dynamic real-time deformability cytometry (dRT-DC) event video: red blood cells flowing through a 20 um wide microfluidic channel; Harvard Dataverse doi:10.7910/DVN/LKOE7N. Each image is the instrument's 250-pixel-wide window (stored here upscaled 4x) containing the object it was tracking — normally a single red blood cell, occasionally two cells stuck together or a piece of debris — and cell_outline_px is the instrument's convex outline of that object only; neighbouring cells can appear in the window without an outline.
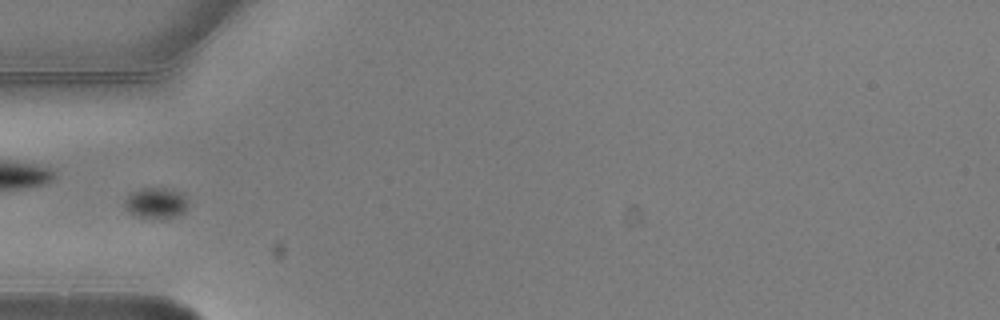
{"species": "common noctule bat (a hibernating species)", "species_latin": "Nyctalus noctula", "temperature_condition": "warm", "stored_images_in_passage": 6, "camera_frame_rate_fps": 3000, "um_per_image_px": 0.085, "animal": {"sex": "male", "body_mass_g": 20.5, "forearm_length_mm": 52.5}, "frame": {"image": 1, "passage_image": 5, "time_ms": 1.333, "image_size_px": [1000, 320], "cell_outline_px": [[188, 204], [184, 212], [176, 216], [160, 220], [136, 216], [128, 212], [124, 208], [124, 200], [132, 192], [140, 188], [172, 188], [180, 192], [188, 200]], "centroid_in_image_um": [13.25, 17.27], "position_along_channel_um": 71.7, "area_um2": 11.73}}
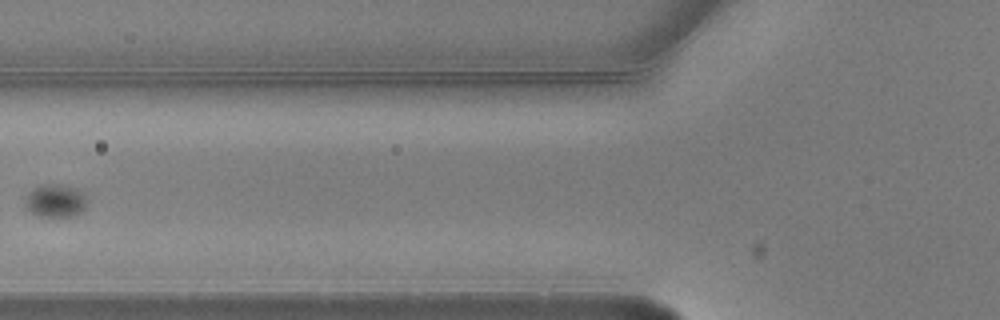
{"frame": {"image": 2, "passage_image": 6, "time_ms": 1.667, "image_size_px": [1000, 320], "cell_outline_px": [[88, 200], [84, 208], [76, 216], [40, 216], [32, 212], [24, 204], [28, 192], [32, 188], [44, 184], [60, 184], [76, 188], [84, 192]], "centroid_in_image_um": [4.74, 17.04], "position_along_channel_um": 121.1, "area_um2": 11.96}}